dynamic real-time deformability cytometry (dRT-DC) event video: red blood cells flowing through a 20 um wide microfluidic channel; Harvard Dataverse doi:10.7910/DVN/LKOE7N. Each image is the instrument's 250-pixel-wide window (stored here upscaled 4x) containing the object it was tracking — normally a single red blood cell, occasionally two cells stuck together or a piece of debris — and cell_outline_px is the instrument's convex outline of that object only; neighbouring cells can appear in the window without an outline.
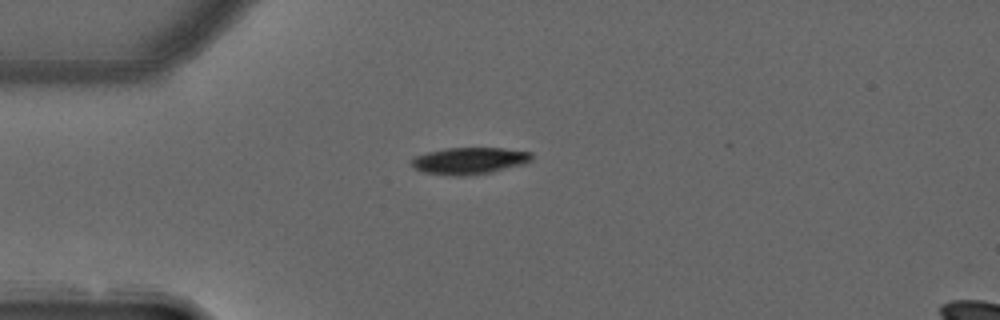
{"species": "common noctule bat (a hibernating species)", "species_latin": "Nyctalus noctula", "temperature_condition": "warm", "stored_images_in_passage": 10, "camera_frame_rate_fps": 3000, "um_per_image_px": 0.085, "animal": {"sex": "male", "forearm_length_mm": 52.5}, "frame": {"image": 1, "passage_image": 1, "time_ms": 0.0, "image_size_px": [1000, 320], "cell_outline_px": [[532, 160], [524, 164], [492, 172], [468, 176], [452, 176], [420, 172], [412, 168], [412, 160], [416, 156], [428, 152], [444, 148], [504, 148], [532, 152]], "centroid_in_image_um": [39.89, 13.68], "position_along_channel_um": 45.1, "area_um2": 19.02}}
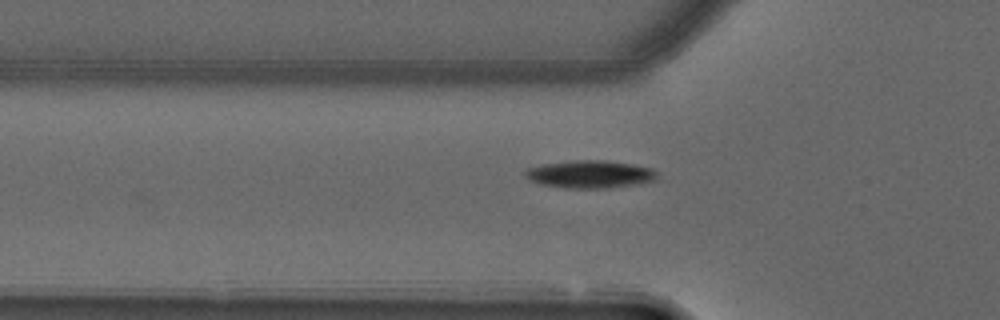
{"frame": {"image": 2, "passage_image": 5, "time_ms": 1.333, "image_size_px": [1000, 320], "cell_outline_px": [[656, 180], [608, 188], [564, 188], [540, 184], [528, 180], [524, 176], [524, 172], [528, 168], [544, 164], [576, 160], [604, 160], [632, 164], [652, 168], [656, 172]], "centroid_in_image_um": [50.1, 14.81], "position_along_channel_um": 75.7, "area_um2": 21.15}}
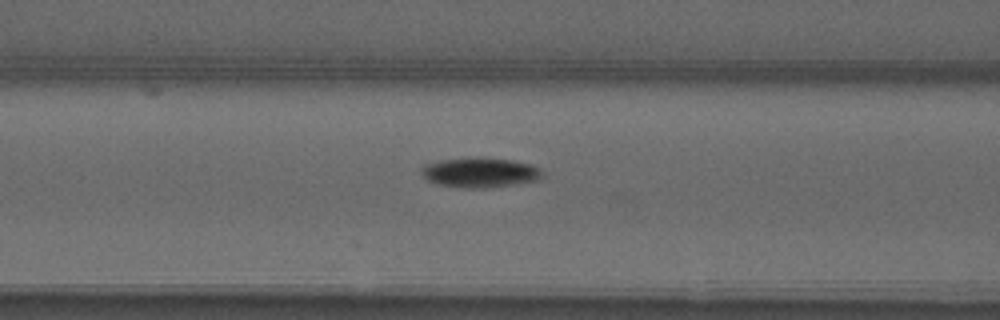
{"frame": {"image": 3, "passage_image": 9, "time_ms": 2.667, "image_size_px": [1000, 320], "cell_outline_px": [[540, 180], [484, 188], [468, 188], [440, 184], [428, 180], [420, 172], [420, 168], [424, 164], [440, 160], [512, 160], [532, 164], [540, 172]], "centroid_in_image_um": [40.76, 14.7], "position_along_channel_um": 125.8, "area_um2": 19.88}}